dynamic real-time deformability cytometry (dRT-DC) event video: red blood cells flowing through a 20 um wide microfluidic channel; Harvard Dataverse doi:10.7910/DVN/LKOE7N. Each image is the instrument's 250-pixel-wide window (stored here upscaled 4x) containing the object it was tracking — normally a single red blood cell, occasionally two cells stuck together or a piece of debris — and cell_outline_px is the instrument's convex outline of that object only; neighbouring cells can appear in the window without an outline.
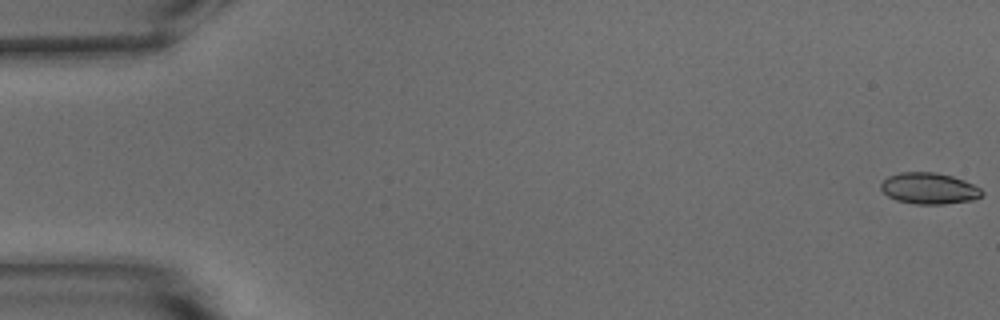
{"species": "common noctule bat (a hibernating species)", "species_latin": "Nyctalus noctula", "temperature_condition": "warm", "stored_images_in_passage": 20, "camera_frame_rate_fps": 3000, "um_per_image_px": 0.085, "animal": {"sex": "male", "body_mass_g": 15.6}, "frame": {"image": 1, "passage_image": 1, "time_ms": 0.0, "image_size_px": [1000, 320], "cell_outline_px": [[984, 192], [980, 196], [972, 200], [944, 204], [916, 204], [896, 200], [888, 196], [880, 188], [880, 184], [888, 176], [900, 172], [936, 172], [952, 176], [964, 180], [980, 188]], "centroid_in_image_um": [78.96, 16.01], "position_along_channel_um": 6.0, "area_um2": 18.38}}
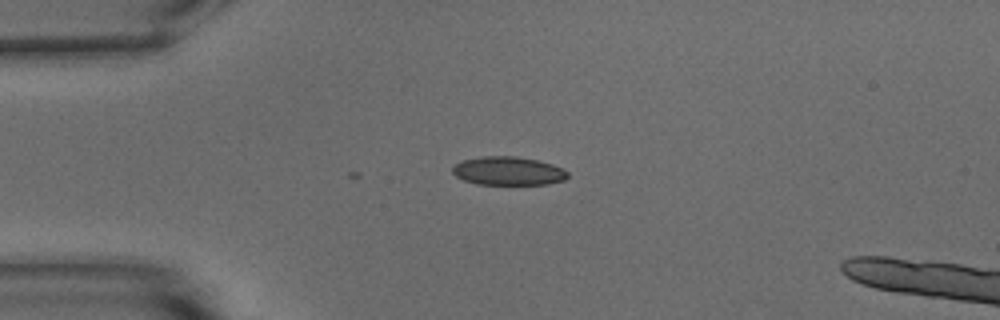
{"frame": {"image": 2, "passage_image": 14, "time_ms": 4.333, "image_size_px": [1000, 320], "cell_outline_px": [[568, 176], [564, 180], [548, 184], [476, 184], [464, 180], [456, 176], [452, 172], [452, 168], [456, 164], [464, 160], [484, 156], [516, 156], [536, 160], [552, 164], [564, 168], [568, 172]], "centroid_in_image_um": [43.22, 14.53], "position_along_channel_um": 41.8, "area_um2": 19.07}}
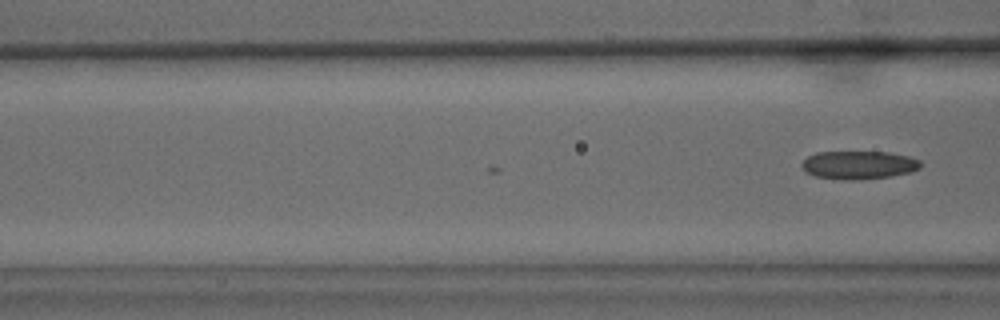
{"frame": {"image": 3, "passage_image": 20, "time_ms": 6.333, "image_size_px": [1000, 320], "cell_outline_px": [[920, 168], [912, 172], [892, 176], [856, 180], [844, 180], [816, 176], [804, 172], [800, 164], [808, 156], [816, 152], [888, 152], [908, 156], [920, 160]], "centroid_in_image_um": [72.98, 14.03], "position_along_channel_um": 93.6, "area_um2": 19.65}}